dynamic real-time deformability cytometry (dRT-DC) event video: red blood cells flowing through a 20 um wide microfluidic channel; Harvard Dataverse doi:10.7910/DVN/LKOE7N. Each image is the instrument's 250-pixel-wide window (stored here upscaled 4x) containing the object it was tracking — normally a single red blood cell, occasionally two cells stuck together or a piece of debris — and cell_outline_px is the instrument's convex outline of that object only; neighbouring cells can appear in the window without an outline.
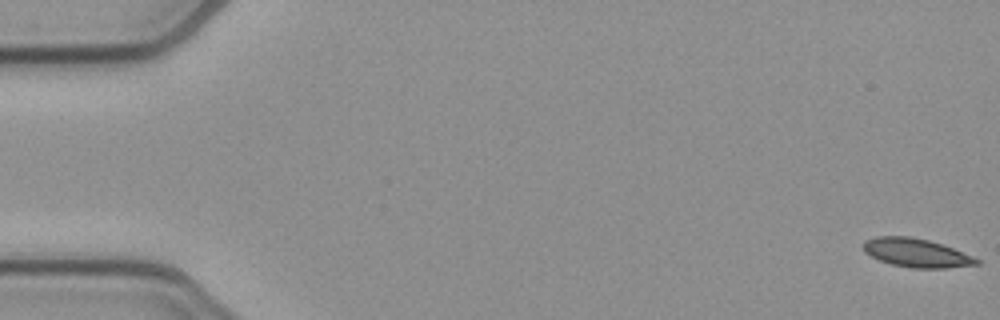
{"species": "common noctule bat (a hibernating species)", "species_latin": "Nyctalus noctula", "temperature_condition": "cold", "stored_images_in_passage": 53, "camera_frame_rate_fps": 3000, "um_per_image_px": 0.085, "animal": {"sex": "female", "body_mass_g": 21.9}, "frame": {"image": 1, "passage_image": 1, "time_ms": 0.0, "image_size_px": [1000, 320], "cell_outline_px": [[980, 264], [944, 268], [912, 268], [892, 264], [880, 260], [864, 252], [864, 240], [876, 236], [908, 236], [928, 240], [952, 248], [972, 256], [980, 260]], "centroid_in_image_um": [77.87, 21.49], "position_along_channel_um": 7.1, "area_um2": 18.67}}
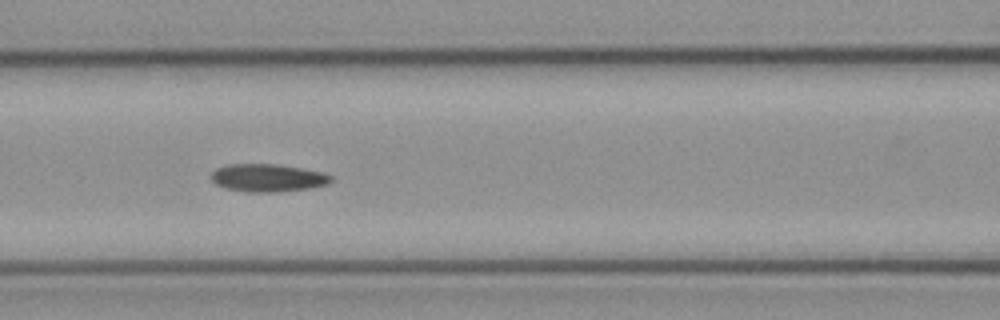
{"frame": {"image": 2, "passage_image": 23, "time_ms": 7.333, "image_size_px": [1000, 320], "cell_outline_px": [[332, 180], [328, 184], [308, 188], [276, 192], [248, 192], [224, 188], [216, 184], [212, 180], [212, 172], [216, 168], [228, 164], [276, 164], [324, 172], [332, 176]], "centroid_in_image_um": [22.75, 15.11], "position_along_channel_um": 143.8, "area_um2": 19.36}}
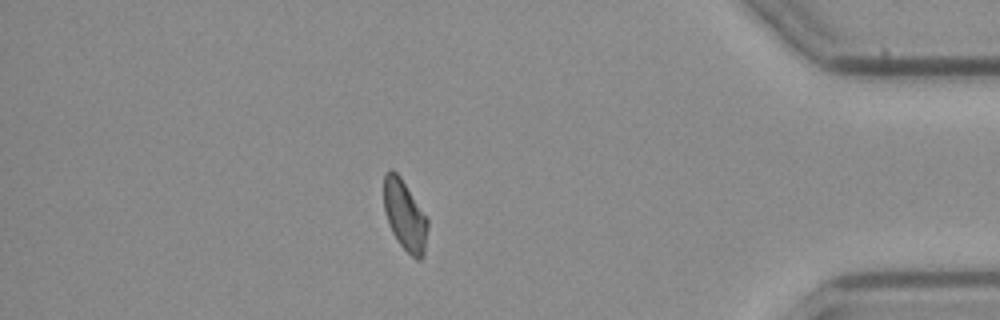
{"frame": {"image": 3, "passage_image": 46, "time_ms": 15.0, "image_size_px": [1000, 320], "cell_outline_px": [[428, 228], [424, 256], [420, 260], [416, 260], [400, 244], [392, 232], [388, 224], [384, 208], [384, 176], [388, 168], [392, 168], [400, 176], [428, 216]], "centroid_in_image_um": [34.43, 18.29], "position_along_channel_um": 400.8, "area_um2": 18.26}, "authors_computed_cell_mechanics": {"area_um2": 18.785, "velocity_mm_per_s": 3.8931, "shape_relaxation_time_tau1_ms": 5.6711, "shape_relaxation_time_tau2_ms": 3.6709, "deformation_change_tau1": 0.1305, "deformation_change_tau2": 0.0974}}